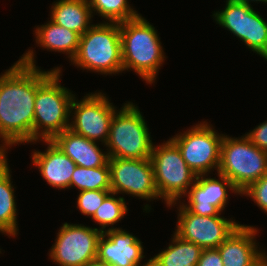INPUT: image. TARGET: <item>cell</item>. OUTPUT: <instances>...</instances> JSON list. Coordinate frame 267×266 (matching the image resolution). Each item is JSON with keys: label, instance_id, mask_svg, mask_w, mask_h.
Masks as SVG:
<instances>
[{"label": "cell", "instance_id": "15", "mask_svg": "<svg viewBox=\"0 0 267 266\" xmlns=\"http://www.w3.org/2000/svg\"><path fill=\"white\" fill-rule=\"evenodd\" d=\"M143 242L125 229H109L98 241L97 259L110 266H150V259L141 264L144 255Z\"/></svg>", "mask_w": 267, "mask_h": 266}, {"label": "cell", "instance_id": "11", "mask_svg": "<svg viewBox=\"0 0 267 266\" xmlns=\"http://www.w3.org/2000/svg\"><path fill=\"white\" fill-rule=\"evenodd\" d=\"M49 257L58 266H83L96 259L102 232L83 224L63 223L59 228Z\"/></svg>", "mask_w": 267, "mask_h": 266}, {"label": "cell", "instance_id": "2", "mask_svg": "<svg viewBox=\"0 0 267 266\" xmlns=\"http://www.w3.org/2000/svg\"><path fill=\"white\" fill-rule=\"evenodd\" d=\"M120 33L123 71L132 70L146 83L154 84L166 59L157 30L140 14L120 22Z\"/></svg>", "mask_w": 267, "mask_h": 266}, {"label": "cell", "instance_id": "3", "mask_svg": "<svg viewBox=\"0 0 267 266\" xmlns=\"http://www.w3.org/2000/svg\"><path fill=\"white\" fill-rule=\"evenodd\" d=\"M71 63L106 76L122 73L120 23L103 20L93 24L80 36L77 54Z\"/></svg>", "mask_w": 267, "mask_h": 266}, {"label": "cell", "instance_id": "12", "mask_svg": "<svg viewBox=\"0 0 267 266\" xmlns=\"http://www.w3.org/2000/svg\"><path fill=\"white\" fill-rule=\"evenodd\" d=\"M179 205L174 233L181 239L193 242L202 249H215L240 225L235 219L220 215L202 216L189 212L181 203L175 202L167 208Z\"/></svg>", "mask_w": 267, "mask_h": 266}, {"label": "cell", "instance_id": "27", "mask_svg": "<svg viewBox=\"0 0 267 266\" xmlns=\"http://www.w3.org/2000/svg\"><path fill=\"white\" fill-rule=\"evenodd\" d=\"M244 195L250 197L267 214V173L243 190L241 196Z\"/></svg>", "mask_w": 267, "mask_h": 266}, {"label": "cell", "instance_id": "30", "mask_svg": "<svg viewBox=\"0 0 267 266\" xmlns=\"http://www.w3.org/2000/svg\"><path fill=\"white\" fill-rule=\"evenodd\" d=\"M83 266H110L108 263L106 262H103V261H100L98 260L97 258L96 259H93L91 261H88L85 265Z\"/></svg>", "mask_w": 267, "mask_h": 266}, {"label": "cell", "instance_id": "20", "mask_svg": "<svg viewBox=\"0 0 267 266\" xmlns=\"http://www.w3.org/2000/svg\"><path fill=\"white\" fill-rule=\"evenodd\" d=\"M7 155H0V233L17 237V206Z\"/></svg>", "mask_w": 267, "mask_h": 266}, {"label": "cell", "instance_id": "29", "mask_svg": "<svg viewBox=\"0 0 267 266\" xmlns=\"http://www.w3.org/2000/svg\"><path fill=\"white\" fill-rule=\"evenodd\" d=\"M196 266H223L219 250L203 249Z\"/></svg>", "mask_w": 267, "mask_h": 266}, {"label": "cell", "instance_id": "22", "mask_svg": "<svg viewBox=\"0 0 267 266\" xmlns=\"http://www.w3.org/2000/svg\"><path fill=\"white\" fill-rule=\"evenodd\" d=\"M167 248L150 258V266H196L203 249L173 233Z\"/></svg>", "mask_w": 267, "mask_h": 266}, {"label": "cell", "instance_id": "10", "mask_svg": "<svg viewBox=\"0 0 267 266\" xmlns=\"http://www.w3.org/2000/svg\"><path fill=\"white\" fill-rule=\"evenodd\" d=\"M223 10L213 13L216 24L244 42L246 47L267 61V21L244 3L226 2Z\"/></svg>", "mask_w": 267, "mask_h": 266}, {"label": "cell", "instance_id": "13", "mask_svg": "<svg viewBox=\"0 0 267 266\" xmlns=\"http://www.w3.org/2000/svg\"><path fill=\"white\" fill-rule=\"evenodd\" d=\"M111 192L127 194L146 201L161 198L157 192L150 158L109 157Z\"/></svg>", "mask_w": 267, "mask_h": 266}, {"label": "cell", "instance_id": "28", "mask_svg": "<svg viewBox=\"0 0 267 266\" xmlns=\"http://www.w3.org/2000/svg\"><path fill=\"white\" fill-rule=\"evenodd\" d=\"M245 135L250 139L252 144L267 152V120L257 125L247 134L245 133Z\"/></svg>", "mask_w": 267, "mask_h": 266}, {"label": "cell", "instance_id": "8", "mask_svg": "<svg viewBox=\"0 0 267 266\" xmlns=\"http://www.w3.org/2000/svg\"><path fill=\"white\" fill-rule=\"evenodd\" d=\"M224 134L215 131L209 122L201 121L170 140L179 148L182 158L198 176L218 173L220 166L221 142Z\"/></svg>", "mask_w": 267, "mask_h": 266}, {"label": "cell", "instance_id": "32", "mask_svg": "<svg viewBox=\"0 0 267 266\" xmlns=\"http://www.w3.org/2000/svg\"><path fill=\"white\" fill-rule=\"evenodd\" d=\"M259 266H267V258Z\"/></svg>", "mask_w": 267, "mask_h": 266}, {"label": "cell", "instance_id": "4", "mask_svg": "<svg viewBox=\"0 0 267 266\" xmlns=\"http://www.w3.org/2000/svg\"><path fill=\"white\" fill-rule=\"evenodd\" d=\"M61 72L54 71L37 88L32 144L51 140L70 126V105L76 95L61 85Z\"/></svg>", "mask_w": 267, "mask_h": 266}, {"label": "cell", "instance_id": "1", "mask_svg": "<svg viewBox=\"0 0 267 266\" xmlns=\"http://www.w3.org/2000/svg\"><path fill=\"white\" fill-rule=\"evenodd\" d=\"M36 54L28 49L0 75V155L13 145L33 143L34 103L37 88L54 72L36 66Z\"/></svg>", "mask_w": 267, "mask_h": 266}, {"label": "cell", "instance_id": "19", "mask_svg": "<svg viewBox=\"0 0 267 266\" xmlns=\"http://www.w3.org/2000/svg\"><path fill=\"white\" fill-rule=\"evenodd\" d=\"M50 9L51 21L80 36L93 25L94 14L87 0H57Z\"/></svg>", "mask_w": 267, "mask_h": 266}, {"label": "cell", "instance_id": "25", "mask_svg": "<svg viewBox=\"0 0 267 266\" xmlns=\"http://www.w3.org/2000/svg\"><path fill=\"white\" fill-rule=\"evenodd\" d=\"M92 14L101 16L106 22H123L140 15L129 5L128 0H87ZM94 11V12H93ZM98 13V14H97Z\"/></svg>", "mask_w": 267, "mask_h": 266}, {"label": "cell", "instance_id": "5", "mask_svg": "<svg viewBox=\"0 0 267 266\" xmlns=\"http://www.w3.org/2000/svg\"><path fill=\"white\" fill-rule=\"evenodd\" d=\"M150 133L142 112L129 101L112 117L105 150L114 158H150L154 145Z\"/></svg>", "mask_w": 267, "mask_h": 266}, {"label": "cell", "instance_id": "9", "mask_svg": "<svg viewBox=\"0 0 267 266\" xmlns=\"http://www.w3.org/2000/svg\"><path fill=\"white\" fill-rule=\"evenodd\" d=\"M116 110L117 107L100 91L86 93L80 100L74 96L70 105L69 129L89 140L102 142L105 147Z\"/></svg>", "mask_w": 267, "mask_h": 266}, {"label": "cell", "instance_id": "23", "mask_svg": "<svg viewBox=\"0 0 267 266\" xmlns=\"http://www.w3.org/2000/svg\"><path fill=\"white\" fill-rule=\"evenodd\" d=\"M82 190H111L110 167L108 162L101 167L85 168L76 166L72 173L70 188Z\"/></svg>", "mask_w": 267, "mask_h": 266}, {"label": "cell", "instance_id": "31", "mask_svg": "<svg viewBox=\"0 0 267 266\" xmlns=\"http://www.w3.org/2000/svg\"><path fill=\"white\" fill-rule=\"evenodd\" d=\"M253 1L254 2H263V4L265 3V4H267V0H236V2H238V3H244V4H248V5H250V6H252L251 5V2L253 3Z\"/></svg>", "mask_w": 267, "mask_h": 266}, {"label": "cell", "instance_id": "26", "mask_svg": "<svg viewBox=\"0 0 267 266\" xmlns=\"http://www.w3.org/2000/svg\"><path fill=\"white\" fill-rule=\"evenodd\" d=\"M111 190H82L79 191L77 198V209L81 214L92 217L100 207L105 197Z\"/></svg>", "mask_w": 267, "mask_h": 266}, {"label": "cell", "instance_id": "6", "mask_svg": "<svg viewBox=\"0 0 267 266\" xmlns=\"http://www.w3.org/2000/svg\"><path fill=\"white\" fill-rule=\"evenodd\" d=\"M218 173L241 193L267 173V152L252 144L245 134L239 138L224 134Z\"/></svg>", "mask_w": 267, "mask_h": 266}, {"label": "cell", "instance_id": "17", "mask_svg": "<svg viewBox=\"0 0 267 266\" xmlns=\"http://www.w3.org/2000/svg\"><path fill=\"white\" fill-rule=\"evenodd\" d=\"M46 150L32 151V165L38 168L42 178L54 189H70L72 173L76 163L63 153L51 140H42Z\"/></svg>", "mask_w": 267, "mask_h": 266}, {"label": "cell", "instance_id": "21", "mask_svg": "<svg viewBox=\"0 0 267 266\" xmlns=\"http://www.w3.org/2000/svg\"><path fill=\"white\" fill-rule=\"evenodd\" d=\"M35 41L46 50L66 54L69 62L75 57L79 47L80 35L53 21L37 26L34 30Z\"/></svg>", "mask_w": 267, "mask_h": 266}, {"label": "cell", "instance_id": "14", "mask_svg": "<svg viewBox=\"0 0 267 266\" xmlns=\"http://www.w3.org/2000/svg\"><path fill=\"white\" fill-rule=\"evenodd\" d=\"M209 174L198 175L185 197L187 204L181 203L189 212L197 215H220L228 204L229 194L241 195L233 183L224 175L217 173L218 179L208 177ZM229 190V191H228Z\"/></svg>", "mask_w": 267, "mask_h": 266}, {"label": "cell", "instance_id": "33", "mask_svg": "<svg viewBox=\"0 0 267 266\" xmlns=\"http://www.w3.org/2000/svg\"><path fill=\"white\" fill-rule=\"evenodd\" d=\"M236 2V0H226V2Z\"/></svg>", "mask_w": 267, "mask_h": 266}, {"label": "cell", "instance_id": "16", "mask_svg": "<svg viewBox=\"0 0 267 266\" xmlns=\"http://www.w3.org/2000/svg\"><path fill=\"white\" fill-rule=\"evenodd\" d=\"M258 233L255 226L240 224L217 248L223 266H259L267 258V252L258 247Z\"/></svg>", "mask_w": 267, "mask_h": 266}, {"label": "cell", "instance_id": "18", "mask_svg": "<svg viewBox=\"0 0 267 266\" xmlns=\"http://www.w3.org/2000/svg\"><path fill=\"white\" fill-rule=\"evenodd\" d=\"M51 141L77 166L97 168L104 166L109 159L108 153L103 152L96 141L87 139L69 128L55 135Z\"/></svg>", "mask_w": 267, "mask_h": 266}, {"label": "cell", "instance_id": "7", "mask_svg": "<svg viewBox=\"0 0 267 266\" xmlns=\"http://www.w3.org/2000/svg\"><path fill=\"white\" fill-rule=\"evenodd\" d=\"M150 160L162 202L164 200L166 206L180 202L195 183L197 175L186 164L179 148L170 139L156 146L154 144Z\"/></svg>", "mask_w": 267, "mask_h": 266}, {"label": "cell", "instance_id": "24", "mask_svg": "<svg viewBox=\"0 0 267 266\" xmlns=\"http://www.w3.org/2000/svg\"><path fill=\"white\" fill-rule=\"evenodd\" d=\"M117 196L116 193L110 192L91 217L92 220L99 224L98 230L104 233L109 229H117L114 224L121 222V219L127 214L128 208L124 197ZM109 226H112L111 228ZM107 227V229H106ZM109 227V228H108Z\"/></svg>", "mask_w": 267, "mask_h": 266}]
</instances>
